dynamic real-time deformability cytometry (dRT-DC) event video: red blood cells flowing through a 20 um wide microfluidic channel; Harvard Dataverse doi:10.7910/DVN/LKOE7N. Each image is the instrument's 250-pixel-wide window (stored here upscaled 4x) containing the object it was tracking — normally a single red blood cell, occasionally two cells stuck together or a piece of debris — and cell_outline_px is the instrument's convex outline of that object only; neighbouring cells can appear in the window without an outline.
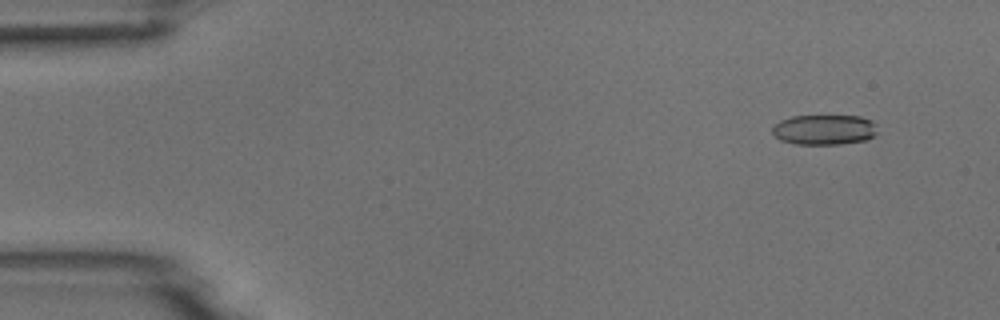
{"species": "common noctule bat (a hibernating species)", "species_latin": "Nyctalus noctula", "temperature_condition": "room temperature", "stored_images_in_passage": 8, "camera_frame_rate_fps": 3000, "um_per_image_px": 0.085, "animal": {"sex": "male", "body_mass_g": 18.8}, "frame": {"image": 1, "passage_image": 1, "time_ms": 0.0, "image_size_px": [1000, 320], "cell_outline_px": [[876, 132], [872, 136], [864, 140], [840, 144], [796, 144], [780, 140], [772, 132], [772, 128], [780, 120], [792, 116], [860, 116], [872, 120], [876, 124]], "centroid_in_image_um": [70.06, 11.02], "position_along_channel_um": 14.9, "area_um2": 18.38}}
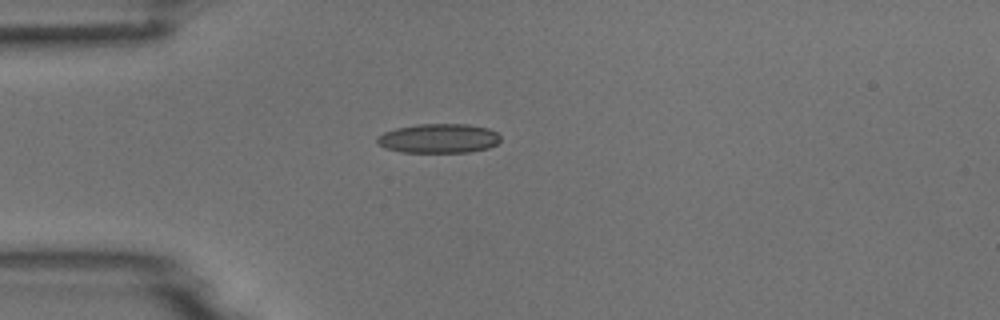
{"frame": {"image": 2, "passage_image": 4, "time_ms": 3.333, "image_size_px": [1000, 320], "cell_outline_px": [[500, 140], [496, 144], [488, 148], [468, 152], [404, 152], [388, 148], [380, 144], [376, 140], [376, 136], [384, 132], [396, 128], [416, 124], [468, 124], [488, 128], [496, 132], [500, 136]], "centroid_in_image_um": [37.3, 11.75], "position_along_channel_um": 47.7, "area_um2": 20.98}}
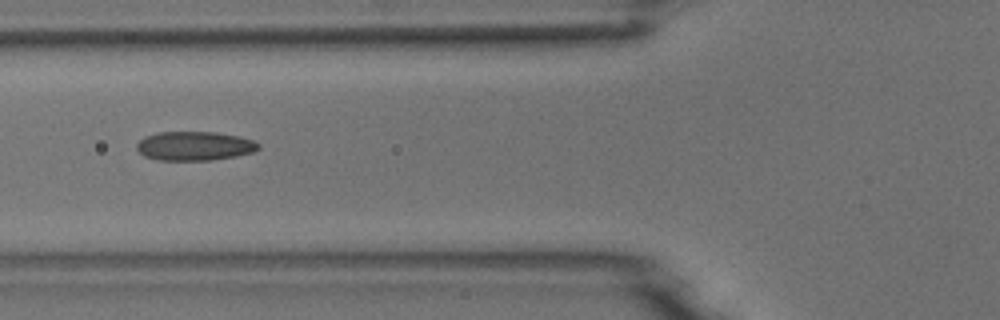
{"frame": {"image": 3, "passage_image": 6, "time_ms": 5.333, "image_size_px": [1000, 320], "cell_outline_px": [[260, 148], [252, 152], [236, 156], [212, 160], [160, 160], [144, 156], [136, 148], [136, 144], [144, 136], [160, 132], [216, 132], [240, 136], [252, 140], [260, 144]], "centroid_in_image_um": [16.54, 12.4], "position_along_channel_um": 109.3, "area_um2": 20.63}}